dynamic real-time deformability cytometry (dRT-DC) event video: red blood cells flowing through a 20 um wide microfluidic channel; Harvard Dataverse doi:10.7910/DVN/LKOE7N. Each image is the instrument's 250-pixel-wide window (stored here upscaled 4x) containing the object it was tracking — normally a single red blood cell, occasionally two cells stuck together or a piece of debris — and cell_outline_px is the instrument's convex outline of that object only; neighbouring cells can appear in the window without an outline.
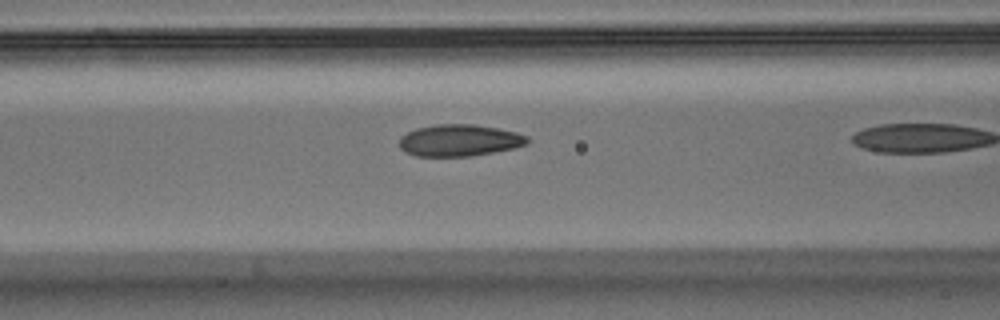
{"species": "Egyptian fruit bat (a non-hibernating species)", "species_latin": "Rousettus aegyptiacus", "temperature_condition": "warm", "stored_images_in_passage": 19, "camera_frame_rate_fps": 3000, "um_per_image_px": 0.085, "animal": {"sex": "male"}, "frame": {"image": 1, "passage_image": 18, "time_ms": 5.667, "image_size_px": [1000, 320], "cell_outline_px": [[532, 140], [528, 144], [512, 148], [472, 156], [416, 156], [404, 152], [400, 148], [400, 136], [416, 128], [436, 124], [472, 124], [496, 128], [516, 132], [528, 136]], "centroid_in_image_um": [39.05, 11.93], "position_along_channel_um": 127.5, "area_um2": 23.76}}